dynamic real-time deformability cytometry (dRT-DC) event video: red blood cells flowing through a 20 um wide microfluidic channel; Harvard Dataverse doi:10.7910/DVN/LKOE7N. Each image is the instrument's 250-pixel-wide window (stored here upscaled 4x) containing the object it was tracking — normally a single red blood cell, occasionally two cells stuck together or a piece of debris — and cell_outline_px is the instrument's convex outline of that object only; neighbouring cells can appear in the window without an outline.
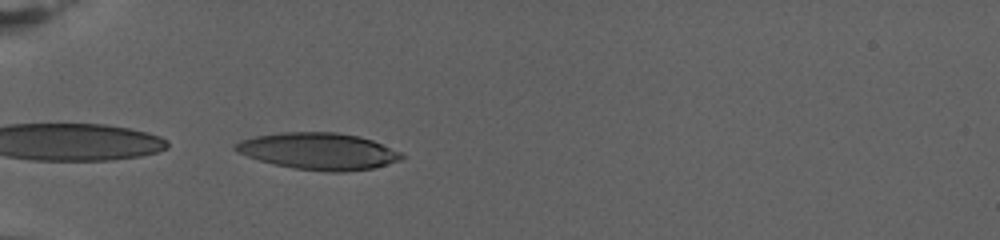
{"species": "human", "species_latin": "Homo sapiens", "temperature_condition": "warm", "stored_images_in_passage": 52, "camera_frame_rate_fps": 3000, "um_per_image_px": 0.085, "donor": {"sex": "female"}, "frame": {"image": 1, "passage_image": 1, "time_ms": 0.0, "image_size_px": [1000, 240], "cell_outline_px": [[404, 156], [400, 160], [372, 168], [344, 172], [324, 172], [292, 168], [260, 160], [248, 156], [232, 148], [232, 144], [240, 140], [256, 136], [280, 132], [336, 132], [356, 136], [372, 140], [400, 152]], "centroid_in_image_um": [27.04, 12.85], "position_along_channel_um": 58.0, "area_um2": 35.37}}
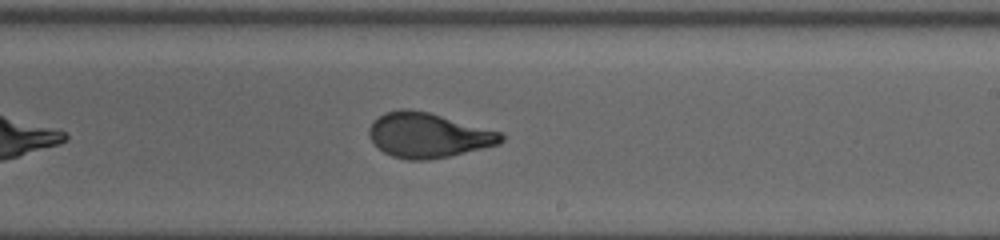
{"frame": {"image": 2, "passage_image": 24, "time_ms": 7.667, "image_size_px": [1000, 240], "cell_outline_px": [[504, 140], [500, 144], [448, 156], [428, 160], [408, 160], [392, 156], [384, 152], [372, 140], [368, 132], [368, 128], [372, 120], [376, 116], [384, 112], [400, 108], [404, 108], [428, 112], [500, 132], [504, 136]], "centroid_in_image_um": [36.35, 11.48], "position_along_channel_um": 252.6, "area_um2": 34.33}}
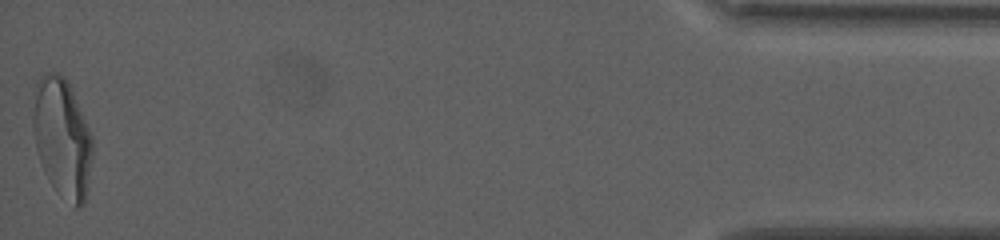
{"frame": {"image": 3, "passage_image": 52, "time_ms": 17.0, "image_size_px": [1000, 240], "cell_outline_px": [[92, 156], [84, 204], [80, 208], [76, 208], [52, 184], [44, 172], [36, 148], [32, 124], [32, 88], [36, 80], [44, 72], [60, 72], [68, 80], [72, 88], [92, 136]], "centroid_in_image_um": [5.25, 11.59], "position_along_channel_um": 430.0, "area_um2": 41.67}, "authors_computed_cell_mechanics": {"area_um2": 35.0846, "velocity_mm_per_s": 2.753, "shape_relaxation_time_tau1_ms": 7.216, "shape_relaxation_time_tau2_ms": 1.065, "deformation_change_tau1": 0.2513, "deformation_change_tau2": 0.0728}}